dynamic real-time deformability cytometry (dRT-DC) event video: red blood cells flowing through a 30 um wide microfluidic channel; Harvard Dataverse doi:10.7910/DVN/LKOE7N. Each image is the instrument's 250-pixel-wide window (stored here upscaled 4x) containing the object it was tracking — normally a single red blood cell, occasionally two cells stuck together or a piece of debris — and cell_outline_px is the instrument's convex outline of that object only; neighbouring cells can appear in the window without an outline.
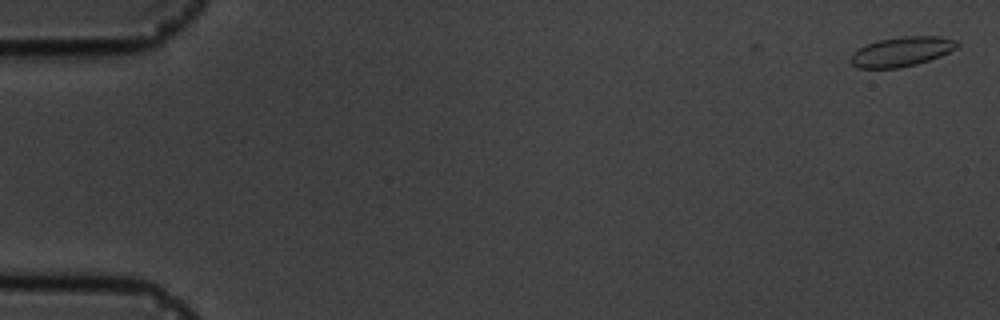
{"species": "common noctule bat (a hibernating species)", "species_latin": "Nyctalus noctula", "temperature_condition": "cold", "stored_images_in_passage": 3, "camera_frame_rate_fps": 3000, "um_per_image_px": 0.085, "animal": {"sex": "male", "body_mass_g": 19.5, "forearm_length_mm": 54.6}, "frame": {"image": 1, "passage_image": 1, "time_ms": 0.0, "image_size_px": [1000, 320], "cell_outline_px": [[960, 44], [956, 48], [940, 56], [916, 64], [896, 68], [860, 68], [852, 64], [848, 60], [852, 52], [868, 44], [880, 40], [904, 36], [940, 36], [960, 40]], "centroid_in_image_um": [76.66, 4.38], "position_along_channel_um": 8.3, "area_um2": 18.32}}